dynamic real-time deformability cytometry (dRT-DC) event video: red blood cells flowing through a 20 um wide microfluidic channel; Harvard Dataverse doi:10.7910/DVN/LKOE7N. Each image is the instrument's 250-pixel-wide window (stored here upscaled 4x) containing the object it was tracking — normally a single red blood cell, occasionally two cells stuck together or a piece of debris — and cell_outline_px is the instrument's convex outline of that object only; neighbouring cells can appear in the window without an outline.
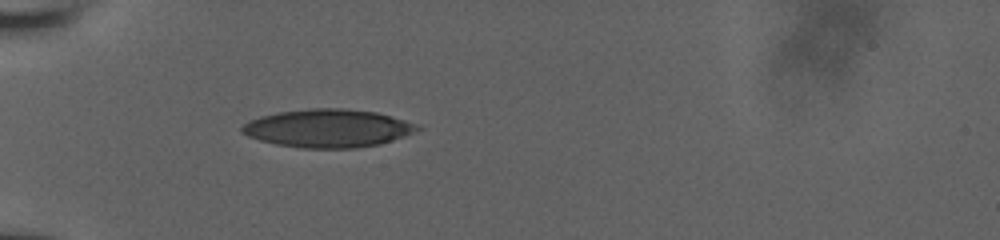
{"species": "human", "species_latin": "Homo sapiens", "temperature_condition": "room temperature", "stored_images_in_passage": 53, "camera_frame_rate_fps": 3000, "um_per_image_px": 0.085, "donor": {"sex": "male"}, "frame": {"image": 1, "passage_image": 1, "time_ms": 0.0, "image_size_px": [1000, 240], "cell_outline_px": [[424, 128], [404, 136], [380, 144], [356, 148], [300, 148], [276, 144], [260, 140], [248, 136], [240, 132], [240, 128], [248, 120], [260, 116], [280, 112], [308, 108], [344, 108], [376, 112], [420, 124]], "centroid_in_image_um": [27.88, 10.9], "position_along_channel_um": 57.1, "area_um2": 39.19}}
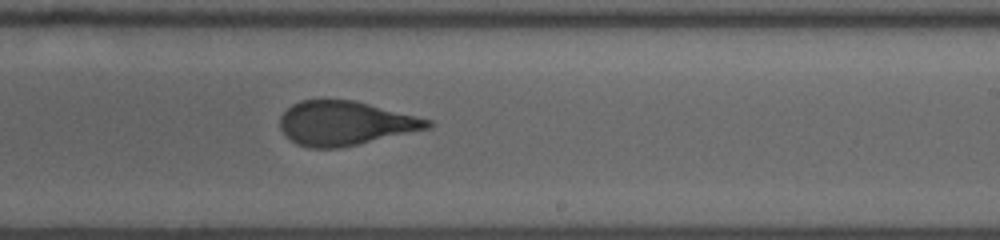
{"frame": {"image": 2, "passage_image": 29, "time_ms": 5.667, "image_size_px": [1000, 240], "cell_outline_px": [[432, 124], [428, 128], [356, 144], [336, 148], [308, 148], [296, 144], [284, 136], [280, 128], [280, 116], [292, 104], [300, 100], [356, 100], [432, 120]], "centroid_in_image_um": [29.27, 10.47], "position_along_channel_um": 259.7, "area_um2": 37.74}}
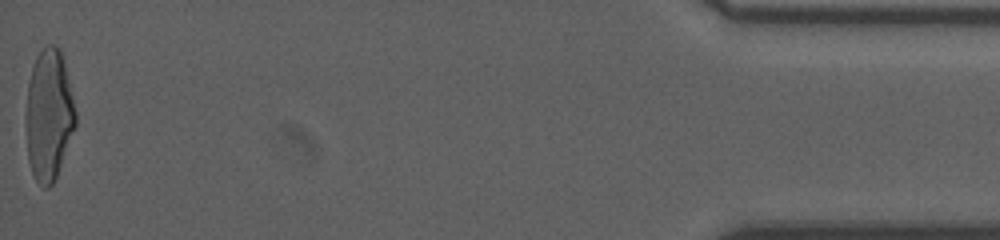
{"frame": {"image": 3, "passage_image": 53, "time_ms": 12.333, "image_size_px": [1000, 240], "cell_outline_px": [[76, 124], [56, 176], [52, 184], [48, 188], [44, 188], [36, 180], [32, 172], [28, 160], [24, 120], [28, 84], [32, 68], [36, 56], [48, 44], [52, 44], [60, 48], [76, 112]], "centroid_in_image_um": [4.12, 9.78], "position_along_channel_um": 431.1, "area_um2": 37.8}, "authors_computed_cell_mechanics": {"area_um2": 38.7838, "velocity_mm_per_s": 3.8459, "shape_relaxation_time_tau1_ms": 5.4956, "shape_relaxation_time_tau2_ms": 0.9239, "deformation_change_tau1": 0.1837, "deformation_change_tau2": 0.0705}}